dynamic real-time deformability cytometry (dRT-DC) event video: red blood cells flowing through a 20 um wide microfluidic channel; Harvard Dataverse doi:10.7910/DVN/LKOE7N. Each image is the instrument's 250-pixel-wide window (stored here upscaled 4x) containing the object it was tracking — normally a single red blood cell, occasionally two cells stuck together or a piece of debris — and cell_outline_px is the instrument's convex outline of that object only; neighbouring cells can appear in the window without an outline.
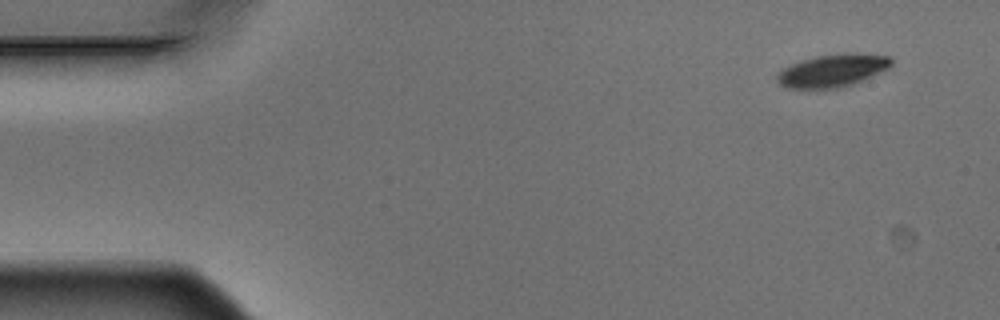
{"species": "Egyptian fruit bat (a non-hibernating species)", "species_latin": "Rousettus aegyptiacus", "temperature_condition": "warm", "stored_images_in_passage": 4, "camera_frame_rate_fps": 3000, "um_per_image_px": 0.085, "animal": {"sex": "male"}, "frame": {"image": 1, "passage_image": 1, "time_ms": 0.0, "image_size_px": [1000, 320], "cell_outline_px": [[892, 64], [888, 68], [852, 84], [840, 88], [788, 88], [780, 84], [776, 80], [776, 76], [784, 68], [800, 60], [816, 56], [848, 52], [892, 56]], "centroid_in_image_um": [70.77, 5.98], "position_along_channel_um": 14.2, "area_um2": 21.62}}
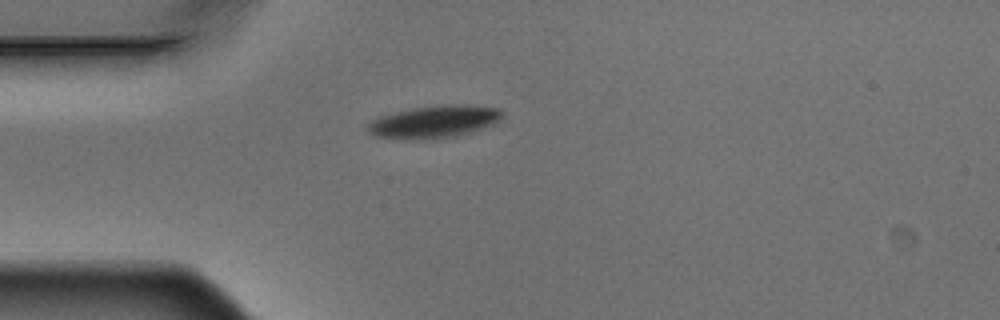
{"frame": {"image": 2, "passage_image": 4, "time_ms": 1.0, "image_size_px": [1000, 320], "cell_outline_px": [[504, 116], [500, 120], [492, 124], [456, 136], [376, 136], [368, 132], [368, 124], [376, 116], [412, 108], [496, 108], [504, 112]], "centroid_in_image_um": [36.85, 10.35], "position_along_channel_um": 48.2, "area_um2": 22.66}}